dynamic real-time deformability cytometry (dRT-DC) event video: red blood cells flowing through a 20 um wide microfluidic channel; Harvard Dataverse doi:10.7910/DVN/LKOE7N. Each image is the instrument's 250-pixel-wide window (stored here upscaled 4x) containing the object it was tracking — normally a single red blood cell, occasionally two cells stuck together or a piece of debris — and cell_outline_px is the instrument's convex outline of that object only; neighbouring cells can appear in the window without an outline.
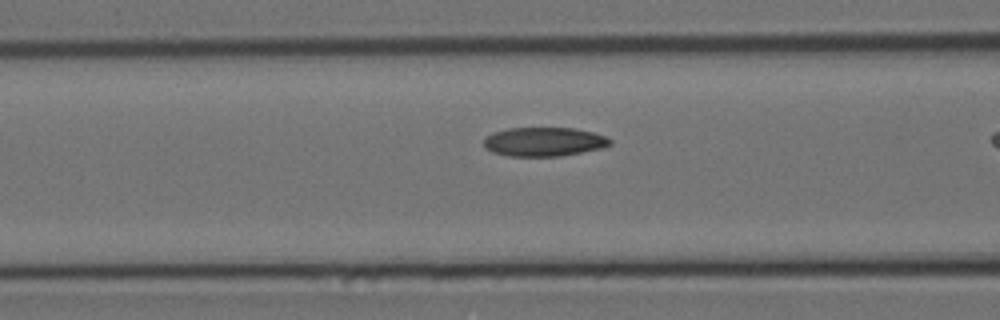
{"species": "Egyptian fruit bat (a non-hibernating species)", "species_latin": "Rousettus aegyptiacus", "temperature_condition": "cold", "stored_images_in_passage": 27, "camera_frame_rate_fps": 3000, "um_per_image_px": 0.085, "animal": {"sex": "female"}, "frame": {"image": 1, "passage_image": 19, "time_ms": 6.0, "image_size_px": [1000, 320], "cell_outline_px": [[612, 144], [600, 148], [560, 156], [508, 156], [492, 152], [484, 144], [484, 136], [492, 132], [508, 128], [572, 128], [592, 132], [604, 136], [612, 140]], "centroid_in_image_um": [46.2, 12.04], "position_along_channel_um": 120.4, "area_um2": 21.21}}
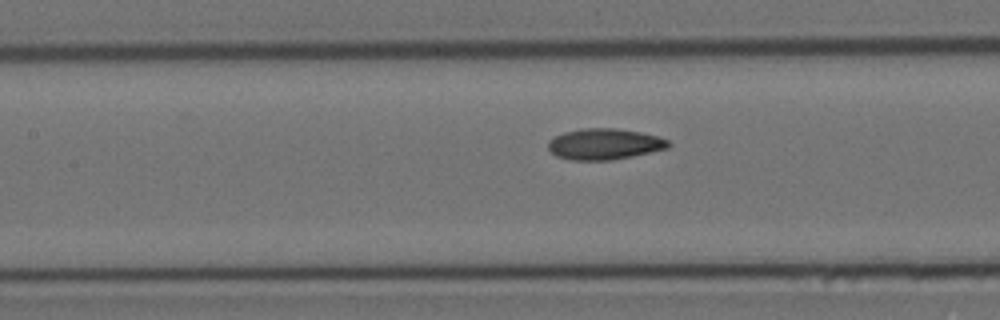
{"frame": {"image": 2, "passage_image": 22, "time_ms": 7.0, "image_size_px": [1000, 320], "cell_outline_px": [[672, 144], [668, 148], [632, 156], [608, 160], [572, 160], [556, 156], [548, 148], [548, 140], [564, 132], [580, 128], [616, 128], [640, 132], [656, 136], [668, 140]], "centroid_in_image_um": [51.36, 12.24], "position_along_channel_um": 156.0, "area_um2": 21.68}}
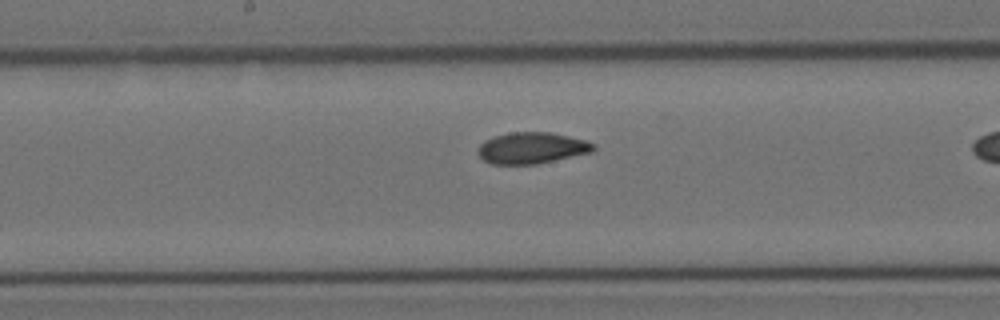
{"frame": {"image": 3, "passage_image": 26, "time_ms": 8.333, "image_size_px": [1000, 320], "cell_outline_px": [[596, 148], [592, 152], [536, 164], [492, 164], [484, 160], [476, 152], [476, 148], [484, 140], [492, 136], [512, 132], [552, 132], [584, 140], [596, 144]], "centroid_in_image_um": [45.17, 12.57], "position_along_channel_um": 203.0, "area_um2": 21.21}}